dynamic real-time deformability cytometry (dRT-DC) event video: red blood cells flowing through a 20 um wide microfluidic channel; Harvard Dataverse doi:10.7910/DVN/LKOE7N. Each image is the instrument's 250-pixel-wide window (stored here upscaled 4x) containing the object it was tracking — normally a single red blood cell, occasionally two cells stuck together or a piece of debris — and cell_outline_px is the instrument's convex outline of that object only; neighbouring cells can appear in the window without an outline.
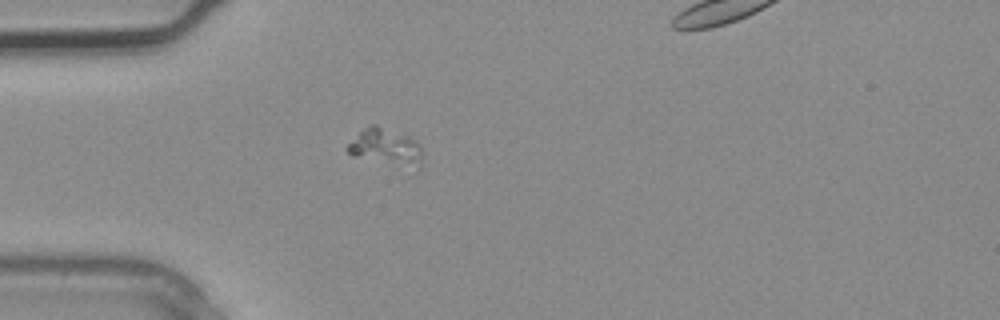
{"species": "common noctule bat (a hibernating species)", "species_latin": "Nyctalus noctula", "temperature_condition": "warm", "stored_images_in_passage": 2, "segment_of_instrument_passage": [1, 2], "camera_frame_rate_fps": 3000, "um_per_image_px": 0.085, "animal": {"sex": "male", "body_mass_g": 20.4}, "frame": {"image": 1, "passage_image": 1, "time_ms": 0.0, "image_size_px": [1000, 320], "cell_outline_px": [[424, 156], [420, 168], [416, 172], [352, 156], [344, 148], [364, 128], [372, 124], [376, 124], [408, 136], [416, 140], [420, 144], [424, 152]], "centroid_in_image_um": [32.89, 12.58], "position_along_channel_um": 52.1, "area_um2": 16.99}}